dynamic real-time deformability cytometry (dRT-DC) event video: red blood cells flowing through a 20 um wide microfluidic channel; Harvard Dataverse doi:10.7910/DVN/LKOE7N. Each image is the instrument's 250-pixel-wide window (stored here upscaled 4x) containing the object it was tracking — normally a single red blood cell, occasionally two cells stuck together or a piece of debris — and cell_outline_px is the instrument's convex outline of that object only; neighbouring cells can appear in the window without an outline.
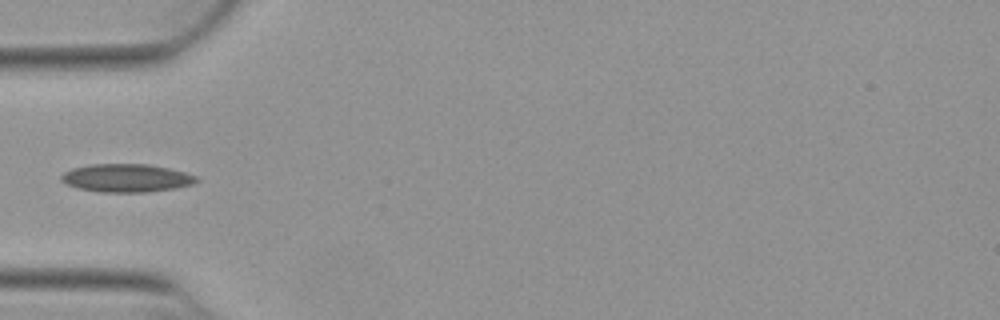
{"species": "Egyptian fruit bat (a non-hibernating species)", "species_latin": "Rousettus aegyptiacus", "temperature_condition": "warm", "stored_images_in_passage": 4, "camera_frame_rate_fps": 3000, "um_per_image_px": 0.085, "animal": {"sex": "female"}, "frame": {"image": 1, "passage_image": 1, "time_ms": 0.0, "image_size_px": [1000, 320], "cell_outline_px": [[200, 180], [192, 184], [172, 188], [148, 192], [100, 192], [80, 188], [68, 184], [60, 180], [60, 176], [64, 172], [72, 168], [92, 164], [148, 164], [168, 168], [184, 172], [196, 176]], "centroid_in_image_um": [10.74, 15.12], "position_along_channel_um": 74.3, "area_um2": 21.96}}
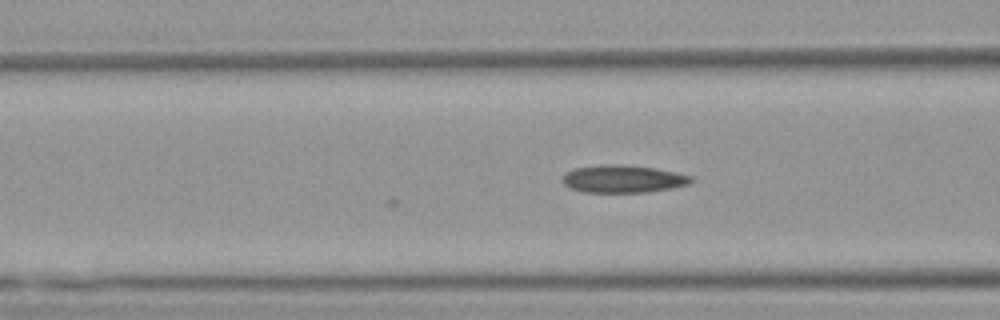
{"frame": {"image": 2, "passage_image": 4, "time_ms": 1.0, "image_size_px": [1000, 320], "cell_outline_px": [[692, 180], [688, 184], [672, 188], [644, 192], [584, 192], [568, 188], [564, 184], [564, 176], [568, 172], [576, 168], [600, 164], [620, 164], [656, 168], [676, 172], [692, 176]], "centroid_in_image_um": [52.97, 15.2], "position_along_channel_um": 113.6, "area_um2": 20.58}}